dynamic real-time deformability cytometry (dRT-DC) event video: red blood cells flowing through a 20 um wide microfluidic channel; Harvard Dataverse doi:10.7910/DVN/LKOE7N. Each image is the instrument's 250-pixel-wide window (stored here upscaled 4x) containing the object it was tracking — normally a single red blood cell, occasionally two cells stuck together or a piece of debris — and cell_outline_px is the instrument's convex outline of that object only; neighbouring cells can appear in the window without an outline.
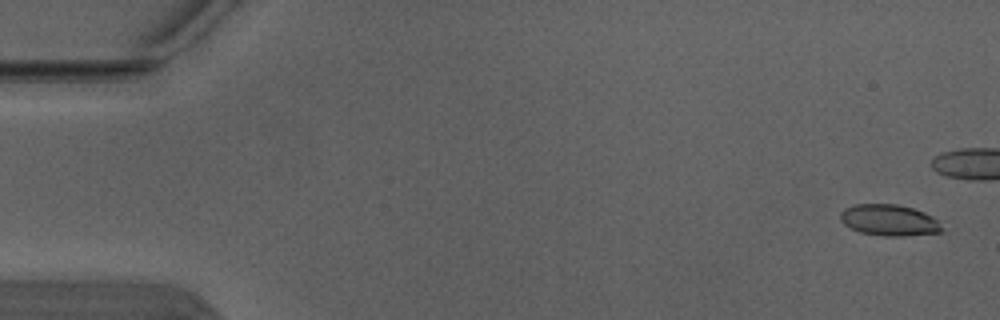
{"species": "Egyptian fruit bat (a non-hibernating species)", "species_latin": "Rousettus aegyptiacus", "temperature_condition": "warm", "stored_images_in_passage": 6, "camera_frame_rate_fps": 3000, "um_per_image_px": 0.085, "animal": {"sex": "male"}, "frame": {"image": 1, "passage_image": 1, "time_ms": 0.0, "image_size_px": [1000, 320], "cell_outline_px": [[944, 232], [904, 236], [884, 236], [860, 232], [844, 224], [840, 220], [840, 212], [844, 208], [856, 204], [896, 204], [912, 208], [924, 212], [932, 216], [944, 228]], "centroid_in_image_um": [75.59, 18.72], "position_along_channel_um": 9.4, "area_um2": 18.55}}